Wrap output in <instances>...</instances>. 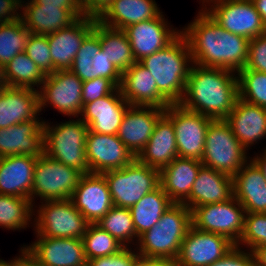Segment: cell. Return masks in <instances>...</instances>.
I'll return each instance as SVG.
<instances>
[{"instance_id": "6da1fadb", "label": "cell", "mask_w": 266, "mask_h": 266, "mask_svg": "<svg viewBox=\"0 0 266 266\" xmlns=\"http://www.w3.org/2000/svg\"><path fill=\"white\" fill-rule=\"evenodd\" d=\"M201 11L181 31L188 42L192 63L238 73L247 63L250 40L226 31L203 8Z\"/></svg>"}, {"instance_id": "7a4b0ae2", "label": "cell", "mask_w": 266, "mask_h": 266, "mask_svg": "<svg viewBox=\"0 0 266 266\" xmlns=\"http://www.w3.org/2000/svg\"><path fill=\"white\" fill-rule=\"evenodd\" d=\"M233 74L231 70L193 63L179 104L213 120H225L239 98L238 78Z\"/></svg>"}, {"instance_id": "3957f363", "label": "cell", "mask_w": 266, "mask_h": 266, "mask_svg": "<svg viewBox=\"0 0 266 266\" xmlns=\"http://www.w3.org/2000/svg\"><path fill=\"white\" fill-rule=\"evenodd\" d=\"M154 77L159 92L171 103L184 96L193 64L188 42L180 33L170 44L139 61Z\"/></svg>"}, {"instance_id": "277c9868", "label": "cell", "mask_w": 266, "mask_h": 266, "mask_svg": "<svg viewBox=\"0 0 266 266\" xmlns=\"http://www.w3.org/2000/svg\"><path fill=\"white\" fill-rule=\"evenodd\" d=\"M191 225V210L183 203H173L158 223L139 236L138 254L147 258L177 260Z\"/></svg>"}, {"instance_id": "5b68a950", "label": "cell", "mask_w": 266, "mask_h": 266, "mask_svg": "<svg viewBox=\"0 0 266 266\" xmlns=\"http://www.w3.org/2000/svg\"><path fill=\"white\" fill-rule=\"evenodd\" d=\"M49 124L43 123V153L82 174H89L85 149L89 128L81 117L53 127Z\"/></svg>"}, {"instance_id": "8992f818", "label": "cell", "mask_w": 266, "mask_h": 266, "mask_svg": "<svg viewBox=\"0 0 266 266\" xmlns=\"http://www.w3.org/2000/svg\"><path fill=\"white\" fill-rule=\"evenodd\" d=\"M106 178L114 206L130 208L145 194L160 186V172L135 159L121 169L102 173Z\"/></svg>"}, {"instance_id": "52a82bcc", "label": "cell", "mask_w": 266, "mask_h": 266, "mask_svg": "<svg viewBox=\"0 0 266 266\" xmlns=\"http://www.w3.org/2000/svg\"><path fill=\"white\" fill-rule=\"evenodd\" d=\"M246 149L225 120H213L206 132L203 166L234 176L247 162Z\"/></svg>"}, {"instance_id": "ba28073f", "label": "cell", "mask_w": 266, "mask_h": 266, "mask_svg": "<svg viewBox=\"0 0 266 266\" xmlns=\"http://www.w3.org/2000/svg\"><path fill=\"white\" fill-rule=\"evenodd\" d=\"M83 174L63 163L41 154L36 161L31 192V203L34 197L46 200L71 199Z\"/></svg>"}, {"instance_id": "9c48e42d", "label": "cell", "mask_w": 266, "mask_h": 266, "mask_svg": "<svg viewBox=\"0 0 266 266\" xmlns=\"http://www.w3.org/2000/svg\"><path fill=\"white\" fill-rule=\"evenodd\" d=\"M41 203L38 215L34 218L37 237L81 239L84 236L89 222L75 208L71 199Z\"/></svg>"}, {"instance_id": "30bf717a", "label": "cell", "mask_w": 266, "mask_h": 266, "mask_svg": "<svg viewBox=\"0 0 266 266\" xmlns=\"http://www.w3.org/2000/svg\"><path fill=\"white\" fill-rule=\"evenodd\" d=\"M245 209L233 196L226 202L206 204L191 209L192 226L216 233L238 244L244 228Z\"/></svg>"}, {"instance_id": "8fae6325", "label": "cell", "mask_w": 266, "mask_h": 266, "mask_svg": "<svg viewBox=\"0 0 266 266\" xmlns=\"http://www.w3.org/2000/svg\"><path fill=\"white\" fill-rule=\"evenodd\" d=\"M164 114L173 123L178 157L201 160L206 132L213 119L189 111L180 104H170Z\"/></svg>"}, {"instance_id": "7c38bea8", "label": "cell", "mask_w": 266, "mask_h": 266, "mask_svg": "<svg viewBox=\"0 0 266 266\" xmlns=\"http://www.w3.org/2000/svg\"><path fill=\"white\" fill-rule=\"evenodd\" d=\"M82 83L70 70H57L46 75L40 91L38 89L39 110L50 104L65 116L78 117L83 110Z\"/></svg>"}, {"instance_id": "4fadbf2b", "label": "cell", "mask_w": 266, "mask_h": 266, "mask_svg": "<svg viewBox=\"0 0 266 266\" xmlns=\"http://www.w3.org/2000/svg\"><path fill=\"white\" fill-rule=\"evenodd\" d=\"M204 11L222 28L249 40L266 33V27L251 0H224Z\"/></svg>"}, {"instance_id": "5bb4252c", "label": "cell", "mask_w": 266, "mask_h": 266, "mask_svg": "<svg viewBox=\"0 0 266 266\" xmlns=\"http://www.w3.org/2000/svg\"><path fill=\"white\" fill-rule=\"evenodd\" d=\"M234 246L225 236L202 231L191 225L182 241L177 266H209Z\"/></svg>"}, {"instance_id": "9a60e30c", "label": "cell", "mask_w": 266, "mask_h": 266, "mask_svg": "<svg viewBox=\"0 0 266 266\" xmlns=\"http://www.w3.org/2000/svg\"><path fill=\"white\" fill-rule=\"evenodd\" d=\"M23 249L37 266H87L82 239L37 237Z\"/></svg>"}, {"instance_id": "2e32d148", "label": "cell", "mask_w": 266, "mask_h": 266, "mask_svg": "<svg viewBox=\"0 0 266 266\" xmlns=\"http://www.w3.org/2000/svg\"><path fill=\"white\" fill-rule=\"evenodd\" d=\"M85 149L90 173L121 169L136 159L117 135L98 134L89 129Z\"/></svg>"}, {"instance_id": "e0dca14e", "label": "cell", "mask_w": 266, "mask_h": 266, "mask_svg": "<svg viewBox=\"0 0 266 266\" xmlns=\"http://www.w3.org/2000/svg\"><path fill=\"white\" fill-rule=\"evenodd\" d=\"M71 200L89 223H97L114 206L108 183L101 173L83 174Z\"/></svg>"}, {"instance_id": "ac0fdd59", "label": "cell", "mask_w": 266, "mask_h": 266, "mask_svg": "<svg viewBox=\"0 0 266 266\" xmlns=\"http://www.w3.org/2000/svg\"><path fill=\"white\" fill-rule=\"evenodd\" d=\"M164 19L161 12L151 20H145L124 29L136 62L165 48L181 33L180 30L176 31L167 25Z\"/></svg>"}, {"instance_id": "d6986e66", "label": "cell", "mask_w": 266, "mask_h": 266, "mask_svg": "<svg viewBox=\"0 0 266 266\" xmlns=\"http://www.w3.org/2000/svg\"><path fill=\"white\" fill-rule=\"evenodd\" d=\"M130 104L117 87L111 94L86 103L80 116L89 130L98 134L117 135L123 116Z\"/></svg>"}, {"instance_id": "ffe728a7", "label": "cell", "mask_w": 266, "mask_h": 266, "mask_svg": "<svg viewBox=\"0 0 266 266\" xmlns=\"http://www.w3.org/2000/svg\"><path fill=\"white\" fill-rule=\"evenodd\" d=\"M165 109L130 105L126 110L117 137L135 157L139 155L149 141L156 122L165 113Z\"/></svg>"}, {"instance_id": "44dd1931", "label": "cell", "mask_w": 266, "mask_h": 266, "mask_svg": "<svg viewBox=\"0 0 266 266\" xmlns=\"http://www.w3.org/2000/svg\"><path fill=\"white\" fill-rule=\"evenodd\" d=\"M95 17L83 16L67 28L47 35L53 72L69 70L85 37L93 30Z\"/></svg>"}, {"instance_id": "7402d4cb", "label": "cell", "mask_w": 266, "mask_h": 266, "mask_svg": "<svg viewBox=\"0 0 266 266\" xmlns=\"http://www.w3.org/2000/svg\"><path fill=\"white\" fill-rule=\"evenodd\" d=\"M43 123L38 118L0 128V158L43 154Z\"/></svg>"}, {"instance_id": "603a6c76", "label": "cell", "mask_w": 266, "mask_h": 266, "mask_svg": "<svg viewBox=\"0 0 266 266\" xmlns=\"http://www.w3.org/2000/svg\"><path fill=\"white\" fill-rule=\"evenodd\" d=\"M120 90L123 98L133 106L166 108L171 103L159 92L157 83L140 62L122 73Z\"/></svg>"}, {"instance_id": "cb8c5ba5", "label": "cell", "mask_w": 266, "mask_h": 266, "mask_svg": "<svg viewBox=\"0 0 266 266\" xmlns=\"http://www.w3.org/2000/svg\"><path fill=\"white\" fill-rule=\"evenodd\" d=\"M233 197V177L202 166L192 185L190 196L183 202L190 210L206 204L228 201Z\"/></svg>"}, {"instance_id": "d4e9b609", "label": "cell", "mask_w": 266, "mask_h": 266, "mask_svg": "<svg viewBox=\"0 0 266 266\" xmlns=\"http://www.w3.org/2000/svg\"><path fill=\"white\" fill-rule=\"evenodd\" d=\"M225 121L246 150L254 142L257 143L262 138H266V108L264 107L238 98Z\"/></svg>"}, {"instance_id": "484cf974", "label": "cell", "mask_w": 266, "mask_h": 266, "mask_svg": "<svg viewBox=\"0 0 266 266\" xmlns=\"http://www.w3.org/2000/svg\"><path fill=\"white\" fill-rule=\"evenodd\" d=\"M249 162L233 176V196L246 213H266L265 177L252 158Z\"/></svg>"}, {"instance_id": "4316f807", "label": "cell", "mask_w": 266, "mask_h": 266, "mask_svg": "<svg viewBox=\"0 0 266 266\" xmlns=\"http://www.w3.org/2000/svg\"><path fill=\"white\" fill-rule=\"evenodd\" d=\"M38 157L6 156L0 158V194L29 198Z\"/></svg>"}, {"instance_id": "83f0119b", "label": "cell", "mask_w": 266, "mask_h": 266, "mask_svg": "<svg viewBox=\"0 0 266 266\" xmlns=\"http://www.w3.org/2000/svg\"><path fill=\"white\" fill-rule=\"evenodd\" d=\"M177 157L173 123L163 114L156 122L152 136L136 159L140 163L160 171Z\"/></svg>"}, {"instance_id": "f1b7e54d", "label": "cell", "mask_w": 266, "mask_h": 266, "mask_svg": "<svg viewBox=\"0 0 266 266\" xmlns=\"http://www.w3.org/2000/svg\"><path fill=\"white\" fill-rule=\"evenodd\" d=\"M29 2V3H28ZM22 5L21 20L33 34L49 35L69 27L79 17L71 10L51 5H38L28 0Z\"/></svg>"}, {"instance_id": "f546056e", "label": "cell", "mask_w": 266, "mask_h": 266, "mask_svg": "<svg viewBox=\"0 0 266 266\" xmlns=\"http://www.w3.org/2000/svg\"><path fill=\"white\" fill-rule=\"evenodd\" d=\"M39 112L38 90L7 86L0 98V128L39 118Z\"/></svg>"}, {"instance_id": "4dcf8cb0", "label": "cell", "mask_w": 266, "mask_h": 266, "mask_svg": "<svg viewBox=\"0 0 266 266\" xmlns=\"http://www.w3.org/2000/svg\"><path fill=\"white\" fill-rule=\"evenodd\" d=\"M201 160L175 158L160 172V186L173 203H183L189 196L197 178Z\"/></svg>"}, {"instance_id": "1f68e13d", "label": "cell", "mask_w": 266, "mask_h": 266, "mask_svg": "<svg viewBox=\"0 0 266 266\" xmlns=\"http://www.w3.org/2000/svg\"><path fill=\"white\" fill-rule=\"evenodd\" d=\"M160 13L155 0H112L97 20L105 26L124 30L130 25L151 20Z\"/></svg>"}, {"instance_id": "d6a6232c", "label": "cell", "mask_w": 266, "mask_h": 266, "mask_svg": "<svg viewBox=\"0 0 266 266\" xmlns=\"http://www.w3.org/2000/svg\"><path fill=\"white\" fill-rule=\"evenodd\" d=\"M93 30L99 35L103 54L121 73L136 62L124 30L105 26L97 18Z\"/></svg>"}, {"instance_id": "836d02e7", "label": "cell", "mask_w": 266, "mask_h": 266, "mask_svg": "<svg viewBox=\"0 0 266 266\" xmlns=\"http://www.w3.org/2000/svg\"><path fill=\"white\" fill-rule=\"evenodd\" d=\"M173 204L168 195L159 186L152 192L145 194L138 202L129 208L135 231L139 237L150 230L164 212Z\"/></svg>"}, {"instance_id": "e575fe53", "label": "cell", "mask_w": 266, "mask_h": 266, "mask_svg": "<svg viewBox=\"0 0 266 266\" xmlns=\"http://www.w3.org/2000/svg\"><path fill=\"white\" fill-rule=\"evenodd\" d=\"M4 69L10 87L35 89V85H42L46 76L25 52L17 54Z\"/></svg>"}, {"instance_id": "d590c367", "label": "cell", "mask_w": 266, "mask_h": 266, "mask_svg": "<svg viewBox=\"0 0 266 266\" xmlns=\"http://www.w3.org/2000/svg\"><path fill=\"white\" fill-rule=\"evenodd\" d=\"M33 206L29 198L0 194V226L11 230L26 228L35 212Z\"/></svg>"}, {"instance_id": "8d00e7d4", "label": "cell", "mask_w": 266, "mask_h": 266, "mask_svg": "<svg viewBox=\"0 0 266 266\" xmlns=\"http://www.w3.org/2000/svg\"><path fill=\"white\" fill-rule=\"evenodd\" d=\"M81 239L87 261L115 255L125 248L123 244L96 223H89Z\"/></svg>"}, {"instance_id": "74e56055", "label": "cell", "mask_w": 266, "mask_h": 266, "mask_svg": "<svg viewBox=\"0 0 266 266\" xmlns=\"http://www.w3.org/2000/svg\"><path fill=\"white\" fill-rule=\"evenodd\" d=\"M30 31L21 18L13 22L0 24V64L4 67L17 54L25 51Z\"/></svg>"}, {"instance_id": "f35d334b", "label": "cell", "mask_w": 266, "mask_h": 266, "mask_svg": "<svg viewBox=\"0 0 266 266\" xmlns=\"http://www.w3.org/2000/svg\"><path fill=\"white\" fill-rule=\"evenodd\" d=\"M125 247L138 236L129 208L113 206L97 223Z\"/></svg>"}, {"instance_id": "ab89813d", "label": "cell", "mask_w": 266, "mask_h": 266, "mask_svg": "<svg viewBox=\"0 0 266 266\" xmlns=\"http://www.w3.org/2000/svg\"><path fill=\"white\" fill-rule=\"evenodd\" d=\"M237 75L239 98L266 108V73L242 69Z\"/></svg>"}, {"instance_id": "60d3db41", "label": "cell", "mask_w": 266, "mask_h": 266, "mask_svg": "<svg viewBox=\"0 0 266 266\" xmlns=\"http://www.w3.org/2000/svg\"><path fill=\"white\" fill-rule=\"evenodd\" d=\"M101 50L99 35L92 30L82 41L70 71L82 81L92 80V58Z\"/></svg>"}, {"instance_id": "b9f144b4", "label": "cell", "mask_w": 266, "mask_h": 266, "mask_svg": "<svg viewBox=\"0 0 266 266\" xmlns=\"http://www.w3.org/2000/svg\"><path fill=\"white\" fill-rule=\"evenodd\" d=\"M240 244L247 245L249 251L266 246V213L245 214L244 228L237 246Z\"/></svg>"}, {"instance_id": "7bdbcfd3", "label": "cell", "mask_w": 266, "mask_h": 266, "mask_svg": "<svg viewBox=\"0 0 266 266\" xmlns=\"http://www.w3.org/2000/svg\"><path fill=\"white\" fill-rule=\"evenodd\" d=\"M24 52L45 75L53 73V63L47 36L31 33Z\"/></svg>"}, {"instance_id": "ee69618b", "label": "cell", "mask_w": 266, "mask_h": 266, "mask_svg": "<svg viewBox=\"0 0 266 266\" xmlns=\"http://www.w3.org/2000/svg\"><path fill=\"white\" fill-rule=\"evenodd\" d=\"M243 69L266 73V33L249 41L248 59Z\"/></svg>"}, {"instance_id": "f6af8a7d", "label": "cell", "mask_w": 266, "mask_h": 266, "mask_svg": "<svg viewBox=\"0 0 266 266\" xmlns=\"http://www.w3.org/2000/svg\"><path fill=\"white\" fill-rule=\"evenodd\" d=\"M117 87L108 79L97 77L82 83V102L86 103L95 101L106 95L111 94Z\"/></svg>"}, {"instance_id": "bcb514c9", "label": "cell", "mask_w": 266, "mask_h": 266, "mask_svg": "<svg viewBox=\"0 0 266 266\" xmlns=\"http://www.w3.org/2000/svg\"><path fill=\"white\" fill-rule=\"evenodd\" d=\"M92 64V79L103 77L110 80L116 87H120L122 73L108 60L102 50L92 58Z\"/></svg>"}, {"instance_id": "7dc6e473", "label": "cell", "mask_w": 266, "mask_h": 266, "mask_svg": "<svg viewBox=\"0 0 266 266\" xmlns=\"http://www.w3.org/2000/svg\"><path fill=\"white\" fill-rule=\"evenodd\" d=\"M131 249L125 247L115 255L90 259L87 266H135L140 255Z\"/></svg>"}, {"instance_id": "c3c4849f", "label": "cell", "mask_w": 266, "mask_h": 266, "mask_svg": "<svg viewBox=\"0 0 266 266\" xmlns=\"http://www.w3.org/2000/svg\"><path fill=\"white\" fill-rule=\"evenodd\" d=\"M235 245L221 259L209 266H255L252 251L245 252Z\"/></svg>"}, {"instance_id": "681fc988", "label": "cell", "mask_w": 266, "mask_h": 266, "mask_svg": "<svg viewBox=\"0 0 266 266\" xmlns=\"http://www.w3.org/2000/svg\"><path fill=\"white\" fill-rule=\"evenodd\" d=\"M23 0H0V24L13 22L21 18L22 13L17 10L22 8Z\"/></svg>"}, {"instance_id": "f907efd6", "label": "cell", "mask_w": 266, "mask_h": 266, "mask_svg": "<svg viewBox=\"0 0 266 266\" xmlns=\"http://www.w3.org/2000/svg\"><path fill=\"white\" fill-rule=\"evenodd\" d=\"M111 2L112 0H80L84 15L95 18H98Z\"/></svg>"}, {"instance_id": "816d5d0a", "label": "cell", "mask_w": 266, "mask_h": 266, "mask_svg": "<svg viewBox=\"0 0 266 266\" xmlns=\"http://www.w3.org/2000/svg\"><path fill=\"white\" fill-rule=\"evenodd\" d=\"M38 5H51L71 9L79 18L85 16L80 0H33Z\"/></svg>"}, {"instance_id": "f5cc1de1", "label": "cell", "mask_w": 266, "mask_h": 266, "mask_svg": "<svg viewBox=\"0 0 266 266\" xmlns=\"http://www.w3.org/2000/svg\"><path fill=\"white\" fill-rule=\"evenodd\" d=\"M135 266H177L176 260L139 256Z\"/></svg>"}, {"instance_id": "db71d44e", "label": "cell", "mask_w": 266, "mask_h": 266, "mask_svg": "<svg viewBox=\"0 0 266 266\" xmlns=\"http://www.w3.org/2000/svg\"><path fill=\"white\" fill-rule=\"evenodd\" d=\"M0 266H32V258L21 248V255L19 257H15V259L10 260V262L0 259Z\"/></svg>"}, {"instance_id": "11a10c76", "label": "cell", "mask_w": 266, "mask_h": 266, "mask_svg": "<svg viewBox=\"0 0 266 266\" xmlns=\"http://www.w3.org/2000/svg\"><path fill=\"white\" fill-rule=\"evenodd\" d=\"M252 254L255 266H266V246L254 248Z\"/></svg>"}, {"instance_id": "9f6ffc18", "label": "cell", "mask_w": 266, "mask_h": 266, "mask_svg": "<svg viewBox=\"0 0 266 266\" xmlns=\"http://www.w3.org/2000/svg\"><path fill=\"white\" fill-rule=\"evenodd\" d=\"M266 27V0H251Z\"/></svg>"}, {"instance_id": "6f0895ef", "label": "cell", "mask_w": 266, "mask_h": 266, "mask_svg": "<svg viewBox=\"0 0 266 266\" xmlns=\"http://www.w3.org/2000/svg\"><path fill=\"white\" fill-rule=\"evenodd\" d=\"M264 153H262V155L260 156H255L253 157V161L258 165V167L262 170L263 174H264V177H265V180H266V149L263 150Z\"/></svg>"}, {"instance_id": "680465c9", "label": "cell", "mask_w": 266, "mask_h": 266, "mask_svg": "<svg viewBox=\"0 0 266 266\" xmlns=\"http://www.w3.org/2000/svg\"><path fill=\"white\" fill-rule=\"evenodd\" d=\"M0 84H7L5 78V69L2 64H0Z\"/></svg>"}, {"instance_id": "91938a15", "label": "cell", "mask_w": 266, "mask_h": 266, "mask_svg": "<svg viewBox=\"0 0 266 266\" xmlns=\"http://www.w3.org/2000/svg\"><path fill=\"white\" fill-rule=\"evenodd\" d=\"M8 85L7 84H0V98L5 90V88L7 87Z\"/></svg>"}, {"instance_id": "94428289", "label": "cell", "mask_w": 266, "mask_h": 266, "mask_svg": "<svg viewBox=\"0 0 266 266\" xmlns=\"http://www.w3.org/2000/svg\"><path fill=\"white\" fill-rule=\"evenodd\" d=\"M209 1H210V2H209ZM221 1H224V0H203L202 2H203V4L206 3V2H207V3L209 2V3H213V4H215V3H217V2H221Z\"/></svg>"}]
</instances>
